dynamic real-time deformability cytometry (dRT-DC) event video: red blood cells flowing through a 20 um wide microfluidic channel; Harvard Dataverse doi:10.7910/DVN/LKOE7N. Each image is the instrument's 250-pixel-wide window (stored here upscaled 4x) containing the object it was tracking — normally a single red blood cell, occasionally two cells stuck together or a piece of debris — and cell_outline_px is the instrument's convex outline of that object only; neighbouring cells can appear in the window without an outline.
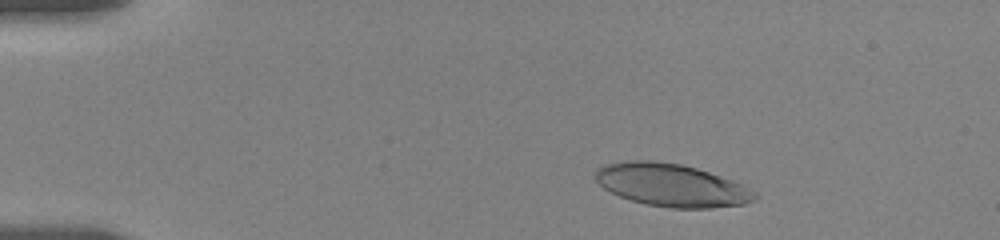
{"species": "human", "species_latin": "Homo sapiens", "temperature_condition": "room temperature", "stored_images_in_passage": 19, "camera_frame_rate_fps": 3000, "um_per_image_px": 0.085, "donor": {"sex": "female"}, "frame": {"image": 1, "passage_image": 7, "time_ms": 1.333, "image_size_px": [1000, 240], "cell_outline_px": [[760, 196], [756, 200], [744, 204], [708, 208], [672, 208], [648, 204], [632, 200], [620, 196], [604, 188], [592, 176], [596, 168], [604, 164], [628, 160], [652, 160], [680, 164], [696, 168], [732, 180], [756, 192]], "centroid_in_image_um": [57.06, 15.73], "position_along_channel_um": 27.9, "area_um2": 39.65}}
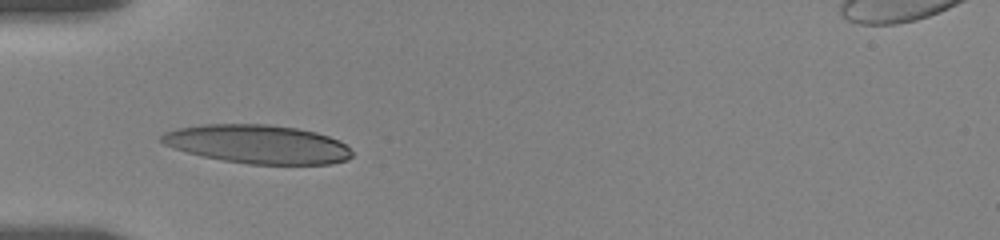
{"frame": {"image": 2, "passage_image": 18, "time_ms": 4.333, "image_size_px": [1000, 240], "cell_outline_px": [[352, 156], [348, 160], [332, 164], [248, 164], [224, 160], [204, 156], [188, 152], [164, 144], [160, 140], [160, 136], [164, 132], [176, 128], [204, 124], [268, 124], [296, 128], [316, 132], [340, 140], [352, 152]], "centroid_in_image_um": [21.92, 12.25], "position_along_channel_um": 63.1, "area_um2": 42.83}}